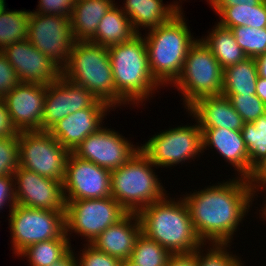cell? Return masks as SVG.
<instances>
[{"label": "cell", "mask_w": 266, "mask_h": 266, "mask_svg": "<svg viewBox=\"0 0 266 266\" xmlns=\"http://www.w3.org/2000/svg\"><path fill=\"white\" fill-rule=\"evenodd\" d=\"M208 36L201 38L211 49L223 69L237 64L247 58L242 48L237 44L232 31L216 24Z\"/></svg>", "instance_id": "obj_27"}, {"label": "cell", "mask_w": 266, "mask_h": 266, "mask_svg": "<svg viewBox=\"0 0 266 266\" xmlns=\"http://www.w3.org/2000/svg\"><path fill=\"white\" fill-rule=\"evenodd\" d=\"M202 131V151L211 149L222 156L226 162L237 170L238 176L248 179L253 168L250 166L247 155V147L243 140L241 131L227 128H200Z\"/></svg>", "instance_id": "obj_20"}, {"label": "cell", "mask_w": 266, "mask_h": 266, "mask_svg": "<svg viewBox=\"0 0 266 266\" xmlns=\"http://www.w3.org/2000/svg\"><path fill=\"white\" fill-rule=\"evenodd\" d=\"M46 88L45 84L19 83L3 98L18 133L42 131Z\"/></svg>", "instance_id": "obj_17"}, {"label": "cell", "mask_w": 266, "mask_h": 266, "mask_svg": "<svg viewBox=\"0 0 266 266\" xmlns=\"http://www.w3.org/2000/svg\"><path fill=\"white\" fill-rule=\"evenodd\" d=\"M19 83L15 69L10 65L6 55L0 51V99H3Z\"/></svg>", "instance_id": "obj_39"}, {"label": "cell", "mask_w": 266, "mask_h": 266, "mask_svg": "<svg viewBox=\"0 0 266 266\" xmlns=\"http://www.w3.org/2000/svg\"><path fill=\"white\" fill-rule=\"evenodd\" d=\"M9 218L12 250L17 256L32 244L60 238L65 233V211L16 204L9 211Z\"/></svg>", "instance_id": "obj_9"}, {"label": "cell", "mask_w": 266, "mask_h": 266, "mask_svg": "<svg viewBox=\"0 0 266 266\" xmlns=\"http://www.w3.org/2000/svg\"><path fill=\"white\" fill-rule=\"evenodd\" d=\"M258 76L266 79V52L255 58Z\"/></svg>", "instance_id": "obj_46"}, {"label": "cell", "mask_w": 266, "mask_h": 266, "mask_svg": "<svg viewBox=\"0 0 266 266\" xmlns=\"http://www.w3.org/2000/svg\"><path fill=\"white\" fill-rule=\"evenodd\" d=\"M263 0H214L211 7H232L235 5L242 4H251L257 5L260 4Z\"/></svg>", "instance_id": "obj_44"}, {"label": "cell", "mask_w": 266, "mask_h": 266, "mask_svg": "<svg viewBox=\"0 0 266 266\" xmlns=\"http://www.w3.org/2000/svg\"><path fill=\"white\" fill-rule=\"evenodd\" d=\"M77 262L78 266H121V261L107 253L97 250L91 244L84 246Z\"/></svg>", "instance_id": "obj_37"}, {"label": "cell", "mask_w": 266, "mask_h": 266, "mask_svg": "<svg viewBox=\"0 0 266 266\" xmlns=\"http://www.w3.org/2000/svg\"><path fill=\"white\" fill-rule=\"evenodd\" d=\"M140 233L139 216L137 213H127L116 224L102 232L91 245L97 250L123 261L130 259L135 241Z\"/></svg>", "instance_id": "obj_22"}, {"label": "cell", "mask_w": 266, "mask_h": 266, "mask_svg": "<svg viewBox=\"0 0 266 266\" xmlns=\"http://www.w3.org/2000/svg\"><path fill=\"white\" fill-rule=\"evenodd\" d=\"M167 197L137 213L141 232L171 254L194 252L203 242L194 230L188 206L181 197L176 201Z\"/></svg>", "instance_id": "obj_2"}, {"label": "cell", "mask_w": 266, "mask_h": 266, "mask_svg": "<svg viewBox=\"0 0 266 266\" xmlns=\"http://www.w3.org/2000/svg\"><path fill=\"white\" fill-rule=\"evenodd\" d=\"M241 134L250 166L254 168L266 157V112L254 122L244 123Z\"/></svg>", "instance_id": "obj_31"}, {"label": "cell", "mask_w": 266, "mask_h": 266, "mask_svg": "<svg viewBox=\"0 0 266 266\" xmlns=\"http://www.w3.org/2000/svg\"><path fill=\"white\" fill-rule=\"evenodd\" d=\"M153 167L156 166L139 150L124 165L111 171V196L128 213H138L167 195Z\"/></svg>", "instance_id": "obj_6"}, {"label": "cell", "mask_w": 266, "mask_h": 266, "mask_svg": "<svg viewBox=\"0 0 266 266\" xmlns=\"http://www.w3.org/2000/svg\"><path fill=\"white\" fill-rule=\"evenodd\" d=\"M6 0H0V11L6 6Z\"/></svg>", "instance_id": "obj_50"}, {"label": "cell", "mask_w": 266, "mask_h": 266, "mask_svg": "<svg viewBox=\"0 0 266 266\" xmlns=\"http://www.w3.org/2000/svg\"><path fill=\"white\" fill-rule=\"evenodd\" d=\"M108 52L115 91L127 104L142 105L155 90L161 88L150 72L146 41L142 34L109 47Z\"/></svg>", "instance_id": "obj_4"}, {"label": "cell", "mask_w": 266, "mask_h": 266, "mask_svg": "<svg viewBox=\"0 0 266 266\" xmlns=\"http://www.w3.org/2000/svg\"><path fill=\"white\" fill-rule=\"evenodd\" d=\"M200 128H227L241 131L244 125L242 117L223 95L201 97L186 108Z\"/></svg>", "instance_id": "obj_21"}, {"label": "cell", "mask_w": 266, "mask_h": 266, "mask_svg": "<svg viewBox=\"0 0 266 266\" xmlns=\"http://www.w3.org/2000/svg\"><path fill=\"white\" fill-rule=\"evenodd\" d=\"M140 150L158 168L177 166L202 152V131L199 124L169 128L153 135Z\"/></svg>", "instance_id": "obj_11"}, {"label": "cell", "mask_w": 266, "mask_h": 266, "mask_svg": "<svg viewBox=\"0 0 266 266\" xmlns=\"http://www.w3.org/2000/svg\"><path fill=\"white\" fill-rule=\"evenodd\" d=\"M2 52L20 83L47 85L62 76V70L27 39L6 46Z\"/></svg>", "instance_id": "obj_18"}, {"label": "cell", "mask_w": 266, "mask_h": 266, "mask_svg": "<svg viewBox=\"0 0 266 266\" xmlns=\"http://www.w3.org/2000/svg\"><path fill=\"white\" fill-rule=\"evenodd\" d=\"M258 72L255 58L223 69L222 94L256 95Z\"/></svg>", "instance_id": "obj_26"}, {"label": "cell", "mask_w": 266, "mask_h": 266, "mask_svg": "<svg viewBox=\"0 0 266 266\" xmlns=\"http://www.w3.org/2000/svg\"><path fill=\"white\" fill-rule=\"evenodd\" d=\"M18 167V135L0 138V176H13Z\"/></svg>", "instance_id": "obj_36"}, {"label": "cell", "mask_w": 266, "mask_h": 266, "mask_svg": "<svg viewBox=\"0 0 266 266\" xmlns=\"http://www.w3.org/2000/svg\"><path fill=\"white\" fill-rule=\"evenodd\" d=\"M98 99L83 86L61 76L47 84L44 99L42 131H49L64 117L84 108H90Z\"/></svg>", "instance_id": "obj_16"}, {"label": "cell", "mask_w": 266, "mask_h": 266, "mask_svg": "<svg viewBox=\"0 0 266 266\" xmlns=\"http://www.w3.org/2000/svg\"><path fill=\"white\" fill-rule=\"evenodd\" d=\"M223 68L202 39L190 47L180 76L172 84L181 91L184 108L206 96L222 94Z\"/></svg>", "instance_id": "obj_7"}, {"label": "cell", "mask_w": 266, "mask_h": 266, "mask_svg": "<svg viewBox=\"0 0 266 266\" xmlns=\"http://www.w3.org/2000/svg\"><path fill=\"white\" fill-rule=\"evenodd\" d=\"M114 4L113 0H75L70 16L75 41H90L100 20Z\"/></svg>", "instance_id": "obj_24"}, {"label": "cell", "mask_w": 266, "mask_h": 266, "mask_svg": "<svg viewBox=\"0 0 266 266\" xmlns=\"http://www.w3.org/2000/svg\"><path fill=\"white\" fill-rule=\"evenodd\" d=\"M230 30L247 57L256 58L266 52V28L236 26Z\"/></svg>", "instance_id": "obj_33"}, {"label": "cell", "mask_w": 266, "mask_h": 266, "mask_svg": "<svg viewBox=\"0 0 266 266\" xmlns=\"http://www.w3.org/2000/svg\"><path fill=\"white\" fill-rule=\"evenodd\" d=\"M219 14L218 24L230 29L236 26L266 28V1L260 4H242L232 7H212Z\"/></svg>", "instance_id": "obj_28"}, {"label": "cell", "mask_w": 266, "mask_h": 266, "mask_svg": "<svg viewBox=\"0 0 266 266\" xmlns=\"http://www.w3.org/2000/svg\"><path fill=\"white\" fill-rule=\"evenodd\" d=\"M170 255L162 245L141 232L129 260L137 266H167Z\"/></svg>", "instance_id": "obj_32"}, {"label": "cell", "mask_w": 266, "mask_h": 266, "mask_svg": "<svg viewBox=\"0 0 266 266\" xmlns=\"http://www.w3.org/2000/svg\"><path fill=\"white\" fill-rule=\"evenodd\" d=\"M183 11L150 29L145 36L148 64L154 79L163 87L180 76L190 47L197 41L188 28ZM192 35V36H191Z\"/></svg>", "instance_id": "obj_3"}, {"label": "cell", "mask_w": 266, "mask_h": 266, "mask_svg": "<svg viewBox=\"0 0 266 266\" xmlns=\"http://www.w3.org/2000/svg\"><path fill=\"white\" fill-rule=\"evenodd\" d=\"M179 1H180V0H179ZM213 1H214V0H207V2H209L210 5L212 4Z\"/></svg>", "instance_id": "obj_51"}, {"label": "cell", "mask_w": 266, "mask_h": 266, "mask_svg": "<svg viewBox=\"0 0 266 266\" xmlns=\"http://www.w3.org/2000/svg\"><path fill=\"white\" fill-rule=\"evenodd\" d=\"M74 253L71 249L62 259L53 263L51 266H78L77 256Z\"/></svg>", "instance_id": "obj_45"}, {"label": "cell", "mask_w": 266, "mask_h": 266, "mask_svg": "<svg viewBox=\"0 0 266 266\" xmlns=\"http://www.w3.org/2000/svg\"><path fill=\"white\" fill-rule=\"evenodd\" d=\"M265 199H266V196H265ZM263 202H265V203H263V206L264 207H261V212H262V214H261V216H262V218L263 219H265L266 220V200L265 201H263ZM265 216V217H264Z\"/></svg>", "instance_id": "obj_49"}, {"label": "cell", "mask_w": 266, "mask_h": 266, "mask_svg": "<svg viewBox=\"0 0 266 266\" xmlns=\"http://www.w3.org/2000/svg\"><path fill=\"white\" fill-rule=\"evenodd\" d=\"M248 181L254 196L256 195L258 197V195L255 194L256 191L258 192L263 189L261 190V192H263L266 190V157L253 168V172L248 178Z\"/></svg>", "instance_id": "obj_41"}, {"label": "cell", "mask_w": 266, "mask_h": 266, "mask_svg": "<svg viewBox=\"0 0 266 266\" xmlns=\"http://www.w3.org/2000/svg\"><path fill=\"white\" fill-rule=\"evenodd\" d=\"M30 13L26 10L8 11L6 6L0 11V51L27 39Z\"/></svg>", "instance_id": "obj_30"}, {"label": "cell", "mask_w": 266, "mask_h": 266, "mask_svg": "<svg viewBox=\"0 0 266 266\" xmlns=\"http://www.w3.org/2000/svg\"><path fill=\"white\" fill-rule=\"evenodd\" d=\"M27 40L62 70L75 42L70 18L31 11Z\"/></svg>", "instance_id": "obj_12"}, {"label": "cell", "mask_w": 266, "mask_h": 266, "mask_svg": "<svg viewBox=\"0 0 266 266\" xmlns=\"http://www.w3.org/2000/svg\"><path fill=\"white\" fill-rule=\"evenodd\" d=\"M256 95L266 104V79L259 77L257 78L256 84Z\"/></svg>", "instance_id": "obj_47"}, {"label": "cell", "mask_w": 266, "mask_h": 266, "mask_svg": "<svg viewBox=\"0 0 266 266\" xmlns=\"http://www.w3.org/2000/svg\"><path fill=\"white\" fill-rule=\"evenodd\" d=\"M208 244L209 247H211L209 249L207 248L208 251H206V254L202 253L204 252V249L202 250V247L204 248V245H206V243H203L198 247L199 266H244V263H242L241 259L236 256V254L233 255L232 252L227 251V248L231 246L230 243Z\"/></svg>", "instance_id": "obj_34"}, {"label": "cell", "mask_w": 266, "mask_h": 266, "mask_svg": "<svg viewBox=\"0 0 266 266\" xmlns=\"http://www.w3.org/2000/svg\"><path fill=\"white\" fill-rule=\"evenodd\" d=\"M227 97L244 123L254 122L266 112V104L257 95L221 94Z\"/></svg>", "instance_id": "obj_35"}, {"label": "cell", "mask_w": 266, "mask_h": 266, "mask_svg": "<svg viewBox=\"0 0 266 266\" xmlns=\"http://www.w3.org/2000/svg\"><path fill=\"white\" fill-rule=\"evenodd\" d=\"M111 109L105 102L97 100L90 108L59 120L48 132L69 152H73L86 137L103 126L104 117Z\"/></svg>", "instance_id": "obj_19"}, {"label": "cell", "mask_w": 266, "mask_h": 266, "mask_svg": "<svg viewBox=\"0 0 266 266\" xmlns=\"http://www.w3.org/2000/svg\"><path fill=\"white\" fill-rule=\"evenodd\" d=\"M62 76L88 89L110 107L127 103L115 91L108 48L89 41H75ZM117 105V106H116Z\"/></svg>", "instance_id": "obj_5"}, {"label": "cell", "mask_w": 266, "mask_h": 266, "mask_svg": "<svg viewBox=\"0 0 266 266\" xmlns=\"http://www.w3.org/2000/svg\"><path fill=\"white\" fill-rule=\"evenodd\" d=\"M37 11L33 13L57 15L70 18L75 0H39Z\"/></svg>", "instance_id": "obj_38"}, {"label": "cell", "mask_w": 266, "mask_h": 266, "mask_svg": "<svg viewBox=\"0 0 266 266\" xmlns=\"http://www.w3.org/2000/svg\"><path fill=\"white\" fill-rule=\"evenodd\" d=\"M121 266H137L136 264H134L132 261H130L129 259L127 260H123L121 261Z\"/></svg>", "instance_id": "obj_48"}, {"label": "cell", "mask_w": 266, "mask_h": 266, "mask_svg": "<svg viewBox=\"0 0 266 266\" xmlns=\"http://www.w3.org/2000/svg\"><path fill=\"white\" fill-rule=\"evenodd\" d=\"M66 233L60 238L32 244L18 256L27 257L30 266H51L62 259L71 249Z\"/></svg>", "instance_id": "obj_29"}, {"label": "cell", "mask_w": 266, "mask_h": 266, "mask_svg": "<svg viewBox=\"0 0 266 266\" xmlns=\"http://www.w3.org/2000/svg\"><path fill=\"white\" fill-rule=\"evenodd\" d=\"M135 35L137 33L133 29L129 17L119 6L114 4L100 20L95 36L89 42L109 48L129 41Z\"/></svg>", "instance_id": "obj_25"}, {"label": "cell", "mask_w": 266, "mask_h": 266, "mask_svg": "<svg viewBox=\"0 0 266 266\" xmlns=\"http://www.w3.org/2000/svg\"><path fill=\"white\" fill-rule=\"evenodd\" d=\"M9 204V211L16 205L14 176H0V210Z\"/></svg>", "instance_id": "obj_40"}, {"label": "cell", "mask_w": 266, "mask_h": 266, "mask_svg": "<svg viewBox=\"0 0 266 266\" xmlns=\"http://www.w3.org/2000/svg\"><path fill=\"white\" fill-rule=\"evenodd\" d=\"M15 135H18V132L11 122L10 114L3 99H0V138L12 137Z\"/></svg>", "instance_id": "obj_42"}, {"label": "cell", "mask_w": 266, "mask_h": 266, "mask_svg": "<svg viewBox=\"0 0 266 266\" xmlns=\"http://www.w3.org/2000/svg\"><path fill=\"white\" fill-rule=\"evenodd\" d=\"M65 200L99 199L111 196V171L70 152L62 182Z\"/></svg>", "instance_id": "obj_14"}, {"label": "cell", "mask_w": 266, "mask_h": 266, "mask_svg": "<svg viewBox=\"0 0 266 266\" xmlns=\"http://www.w3.org/2000/svg\"><path fill=\"white\" fill-rule=\"evenodd\" d=\"M167 266H199L198 248L190 253L171 254Z\"/></svg>", "instance_id": "obj_43"}, {"label": "cell", "mask_w": 266, "mask_h": 266, "mask_svg": "<svg viewBox=\"0 0 266 266\" xmlns=\"http://www.w3.org/2000/svg\"><path fill=\"white\" fill-rule=\"evenodd\" d=\"M124 2V6L120 8L129 17L137 34H141L139 28L143 30L156 28L183 10L177 1L170 5H165L163 0H124Z\"/></svg>", "instance_id": "obj_23"}, {"label": "cell", "mask_w": 266, "mask_h": 266, "mask_svg": "<svg viewBox=\"0 0 266 266\" xmlns=\"http://www.w3.org/2000/svg\"><path fill=\"white\" fill-rule=\"evenodd\" d=\"M19 166L63 182L70 152L48 131L18 133Z\"/></svg>", "instance_id": "obj_10"}, {"label": "cell", "mask_w": 266, "mask_h": 266, "mask_svg": "<svg viewBox=\"0 0 266 266\" xmlns=\"http://www.w3.org/2000/svg\"><path fill=\"white\" fill-rule=\"evenodd\" d=\"M139 150L140 146L135 147L122 134L102 126L86 137L72 153L80 159L113 171L124 165Z\"/></svg>", "instance_id": "obj_13"}, {"label": "cell", "mask_w": 266, "mask_h": 266, "mask_svg": "<svg viewBox=\"0 0 266 266\" xmlns=\"http://www.w3.org/2000/svg\"><path fill=\"white\" fill-rule=\"evenodd\" d=\"M183 196L203 243H232L255 198L248 179L235 177Z\"/></svg>", "instance_id": "obj_1"}, {"label": "cell", "mask_w": 266, "mask_h": 266, "mask_svg": "<svg viewBox=\"0 0 266 266\" xmlns=\"http://www.w3.org/2000/svg\"><path fill=\"white\" fill-rule=\"evenodd\" d=\"M65 201V233L70 240L74 232L86 238L87 244L128 213L112 196Z\"/></svg>", "instance_id": "obj_8"}, {"label": "cell", "mask_w": 266, "mask_h": 266, "mask_svg": "<svg viewBox=\"0 0 266 266\" xmlns=\"http://www.w3.org/2000/svg\"><path fill=\"white\" fill-rule=\"evenodd\" d=\"M13 176L16 204L28 208L65 211L66 201L61 181L40 176L20 166Z\"/></svg>", "instance_id": "obj_15"}]
</instances>
